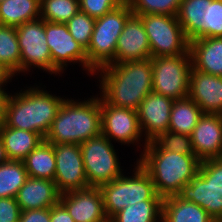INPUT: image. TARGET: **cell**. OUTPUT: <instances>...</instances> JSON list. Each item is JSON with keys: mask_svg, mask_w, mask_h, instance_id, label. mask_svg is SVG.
Listing matches in <instances>:
<instances>
[{"mask_svg": "<svg viewBox=\"0 0 222 222\" xmlns=\"http://www.w3.org/2000/svg\"><path fill=\"white\" fill-rule=\"evenodd\" d=\"M96 72H100L101 78L100 97L110 105L137 111L141 101L152 91L151 58L109 64Z\"/></svg>", "mask_w": 222, "mask_h": 222, "instance_id": "cell-1", "label": "cell"}, {"mask_svg": "<svg viewBox=\"0 0 222 222\" xmlns=\"http://www.w3.org/2000/svg\"><path fill=\"white\" fill-rule=\"evenodd\" d=\"M40 88L5 95L1 121L7 127L36 132L45 138L65 98Z\"/></svg>", "mask_w": 222, "mask_h": 222, "instance_id": "cell-2", "label": "cell"}, {"mask_svg": "<svg viewBox=\"0 0 222 222\" xmlns=\"http://www.w3.org/2000/svg\"><path fill=\"white\" fill-rule=\"evenodd\" d=\"M143 149L137 162L150 175L162 199L178 195L198 174L201 160L196 155L165 151L154 140Z\"/></svg>", "mask_w": 222, "mask_h": 222, "instance_id": "cell-3", "label": "cell"}, {"mask_svg": "<svg viewBox=\"0 0 222 222\" xmlns=\"http://www.w3.org/2000/svg\"><path fill=\"white\" fill-rule=\"evenodd\" d=\"M77 102L65 99L44 140L51 144H81L101 134V97Z\"/></svg>", "mask_w": 222, "mask_h": 222, "instance_id": "cell-4", "label": "cell"}, {"mask_svg": "<svg viewBox=\"0 0 222 222\" xmlns=\"http://www.w3.org/2000/svg\"><path fill=\"white\" fill-rule=\"evenodd\" d=\"M133 14L127 1L119 7L95 19L89 47L86 50L88 73L98 75L96 71L115 64L117 41L127 19Z\"/></svg>", "mask_w": 222, "mask_h": 222, "instance_id": "cell-5", "label": "cell"}, {"mask_svg": "<svg viewBox=\"0 0 222 222\" xmlns=\"http://www.w3.org/2000/svg\"><path fill=\"white\" fill-rule=\"evenodd\" d=\"M133 176L121 175L100 186L108 220L128 205L144 200H163L156 192L150 175L137 162Z\"/></svg>", "mask_w": 222, "mask_h": 222, "instance_id": "cell-6", "label": "cell"}, {"mask_svg": "<svg viewBox=\"0 0 222 222\" xmlns=\"http://www.w3.org/2000/svg\"><path fill=\"white\" fill-rule=\"evenodd\" d=\"M178 196L199 205L216 222H222V158L201 161L198 174L182 187Z\"/></svg>", "mask_w": 222, "mask_h": 222, "instance_id": "cell-7", "label": "cell"}, {"mask_svg": "<svg viewBox=\"0 0 222 222\" xmlns=\"http://www.w3.org/2000/svg\"><path fill=\"white\" fill-rule=\"evenodd\" d=\"M150 43L151 57L176 56L189 52L190 42L177 16L138 15Z\"/></svg>", "mask_w": 222, "mask_h": 222, "instance_id": "cell-8", "label": "cell"}, {"mask_svg": "<svg viewBox=\"0 0 222 222\" xmlns=\"http://www.w3.org/2000/svg\"><path fill=\"white\" fill-rule=\"evenodd\" d=\"M152 91L174 100L188 97L192 69L190 51L176 56L151 57Z\"/></svg>", "mask_w": 222, "mask_h": 222, "instance_id": "cell-9", "label": "cell"}, {"mask_svg": "<svg viewBox=\"0 0 222 222\" xmlns=\"http://www.w3.org/2000/svg\"><path fill=\"white\" fill-rule=\"evenodd\" d=\"M80 148L90 187H100L123 174L114 146L106 136L90 138L81 143Z\"/></svg>", "mask_w": 222, "mask_h": 222, "instance_id": "cell-10", "label": "cell"}, {"mask_svg": "<svg viewBox=\"0 0 222 222\" xmlns=\"http://www.w3.org/2000/svg\"><path fill=\"white\" fill-rule=\"evenodd\" d=\"M21 53V73L33 66L50 74L61 73L52 63L45 34V21L41 18L16 27Z\"/></svg>", "mask_w": 222, "mask_h": 222, "instance_id": "cell-11", "label": "cell"}, {"mask_svg": "<svg viewBox=\"0 0 222 222\" xmlns=\"http://www.w3.org/2000/svg\"><path fill=\"white\" fill-rule=\"evenodd\" d=\"M56 158L54 182L61 194L90 187L79 144H53Z\"/></svg>", "mask_w": 222, "mask_h": 222, "instance_id": "cell-12", "label": "cell"}, {"mask_svg": "<svg viewBox=\"0 0 222 222\" xmlns=\"http://www.w3.org/2000/svg\"><path fill=\"white\" fill-rule=\"evenodd\" d=\"M101 134L122 144L138 143L143 135L137 111L110 105L101 98Z\"/></svg>", "mask_w": 222, "mask_h": 222, "instance_id": "cell-13", "label": "cell"}, {"mask_svg": "<svg viewBox=\"0 0 222 222\" xmlns=\"http://www.w3.org/2000/svg\"><path fill=\"white\" fill-rule=\"evenodd\" d=\"M45 34L52 63L60 72L71 62L81 63L88 70L86 50L74 40L65 23L45 21Z\"/></svg>", "mask_w": 222, "mask_h": 222, "instance_id": "cell-14", "label": "cell"}, {"mask_svg": "<svg viewBox=\"0 0 222 222\" xmlns=\"http://www.w3.org/2000/svg\"><path fill=\"white\" fill-rule=\"evenodd\" d=\"M175 100L151 91L140 103L137 110L141 132L146 144L168 131L171 108Z\"/></svg>", "mask_w": 222, "mask_h": 222, "instance_id": "cell-15", "label": "cell"}, {"mask_svg": "<svg viewBox=\"0 0 222 222\" xmlns=\"http://www.w3.org/2000/svg\"><path fill=\"white\" fill-rule=\"evenodd\" d=\"M60 203L75 222H105L108 220L99 187H88L61 194Z\"/></svg>", "mask_w": 222, "mask_h": 222, "instance_id": "cell-16", "label": "cell"}, {"mask_svg": "<svg viewBox=\"0 0 222 222\" xmlns=\"http://www.w3.org/2000/svg\"><path fill=\"white\" fill-rule=\"evenodd\" d=\"M190 139L193 151L201 161L222 158V115L203 113Z\"/></svg>", "mask_w": 222, "mask_h": 222, "instance_id": "cell-17", "label": "cell"}, {"mask_svg": "<svg viewBox=\"0 0 222 222\" xmlns=\"http://www.w3.org/2000/svg\"><path fill=\"white\" fill-rule=\"evenodd\" d=\"M151 58L150 43L142 19L132 14L118 38L115 64Z\"/></svg>", "mask_w": 222, "mask_h": 222, "instance_id": "cell-18", "label": "cell"}, {"mask_svg": "<svg viewBox=\"0 0 222 222\" xmlns=\"http://www.w3.org/2000/svg\"><path fill=\"white\" fill-rule=\"evenodd\" d=\"M188 97L203 113L222 115V76L202 73L192 67Z\"/></svg>", "mask_w": 222, "mask_h": 222, "instance_id": "cell-19", "label": "cell"}, {"mask_svg": "<svg viewBox=\"0 0 222 222\" xmlns=\"http://www.w3.org/2000/svg\"><path fill=\"white\" fill-rule=\"evenodd\" d=\"M61 193L53 180L28 177L16 195L21 211L51 208L60 202Z\"/></svg>", "mask_w": 222, "mask_h": 222, "instance_id": "cell-20", "label": "cell"}, {"mask_svg": "<svg viewBox=\"0 0 222 222\" xmlns=\"http://www.w3.org/2000/svg\"><path fill=\"white\" fill-rule=\"evenodd\" d=\"M192 67L202 73L222 76V37L190 41Z\"/></svg>", "mask_w": 222, "mask_h": 222, "instance_id": "cell-21", "label": "cell"}, {"mask_svg": "<svg viewBox=\"0 0 222 222\" xmlns=\"http://www.w3.org/2000/svg\"><path fill=\"white\" fill-rule=\"evenodd\" d=\"M0 139L8 160L23 161L44 138L32 131L7 127L0 120Z\"/></svg>", "mask_w": 222, "mask_h": 222, "instance_id": "cell-22", "label": "cell"}, {"mask_svg": "<svg viewBox=\"0 0 222 222\" xmlns=\"http://www.w3.org/2000/svg\"><path fill=\"white\" fill-rule=\"evenodd\" d=\"M207 0H182L177 18L190 41L206 38Z\"/></svg>", "mask_w": 222, "mask_h": 222, "instance_id": "cell-23", "label": "cell"}, {"mask_svg": "<svg viewBox=\"0 0 222 222\" xmlns=\"http://www.w3.org/2000/svg\"><path fill=\"white\" fill-rule=\"evenodd\" d=\"M161 222H216L199 205L181 199L178 195L162 201Z\"/></svg>", "mask_w": 222, "mask_h": 222, "instance_id": "cell-24", "label": "cell"}, {"mask_svg": "<svg viewBox=\"0 0 222 222\" xmlns=\"http://www.w3.org/2000/svg\"><path fill=\"white\" fill-rule=\"evenodd\" d=\"M41 0H4L0 3V25L18 27L40 18Z\"/></svg>", "mask_w": 222, "mask_h": 222, "instance_id": "cell-25", "label": "cell"}, {"mask_svg": "<svg viewBox=\"0 0 222 222\" xmlns=\"http://www.w3.org/2000/svg\"><path fill=\"white\" fill-rule=\"evenodd\" d=\"M202 115L199 105L191 98L175 100L171 108L168 131L190 136Z\"/></svg>", "mask_w": 222, "mask_h": 222, "instance_id": "cell-26", "label": "cell"}, {"mask_svg": "<svg viewBox=\"0 0 222 222\" xmlns=\"http://www.w3.org/2000/svg\"><path fill=\"white\" fill-rule=\"evenodd\" d=\"M23 163L28 177L54 181L56 158L53 144L44 140L23 160Z\"/></svg>", "mask_w": 222, "mask_h": 222, "instance_id": "cell-27", "label": "cell"}, {"mask_svg": "<svg viewBox=\"0 0 222 222\" xmlns=\"http://www.w3.org/2000/svg\"><path fill=\"white\" fill-rule=\"evenodd\" d=\"M163 200H144L135 205H128L117 214L111 222H160ZM160 220V221H159Z\"/></svg>", "mask_w": 222, "mask_h": 222, "instance_id": "cell-28", "label": "cell"}, {"mask_svg": "<svg viewBox=\"0 0 222 222\" xmlns=\"http://www.w3.org/2000/svg\"><path fill=\"white\" fill-rule=\"evenodd\" d=\"M27 178L23 161L7 160L0 164V198H15Z\"/></svg>", "mask_w": 222, "mask_h": 222, "instance_id": "cell-29", "label": "cell"}, {"mask_svg": "<svg viewBox=\"0 0 222 222\" xmlns=\"http://www.w3.org/2000/svg\"><path fill=\"white\" fill-rule=\"evenodd\" d=\"M0 63L16 75L21 72V53L16 27L0 25Z\"/></svg>", "mask_w": 222, "mask_h": 222, "instance_id": "cell-30", "label": "cell"}, {"mask_svg": "<svg viewBox=\"0 0 222 222\" xmlns=\"http://www.w3.org/2000/svg\"><path fill=\"white\" fill-rule=\"evenodd\" d=\"M79 11V0H41L40 4V18L52 23H66Z\"/></svg>", "mask_w": 222, "mask_h": 222, "instance_id": "cell-31", "label": "cell"}, {"mask_svg": "<svg viewBox=\"0 0 222 222\" xmlns=\"http://www.w3.org/2000/svg\"><path fill=\"white\" fill-rule=\"evenodd\" d=\"M134 15L165 14L177 16L182 0H126Z\"/></svg>", "mask_w": 222, "mask_h": 222, "instance_id": "cell-32", "label": "cell"}, {"mask_svg": "<svg viewBox=\"0 0 222 222\" xmlns=\"http://www.w3.org/2000/svg\"><path fill=\"white\" fill-rule=\"evenodd\" d=\"M65 24L74 40L87 50L94 30L95 18L79 11Z\"/></svg>", "mask_w": 222, "mask_h": 222, "instance_id": "cell-33", "label": "cell"}, {"mask_svg": "<svg viewBox=\"0 0 222 222\" xmlns=\"http://www.w3.org/2000/svg\"><path fill=\"white\" fill-rule=\"evenodd\" d=\"M154 141L165 151L182 155H195L189 135L166 131L161 133Z\"/></svg>", "mask_w": 222, "mask_h": 222, "instance_id": "cell-34", "label": "cell"}, {"mask_svg": "<svg viewBox=\"0 0 222 222\" xmlns=\"http://www.w3.org/2000/svg\"><path fill=\"white\" fill-rule=\"evenodd\" d=\"M222 37V0H207L206 38Z\"/></svg>", "mask_w": 222, "mask_h": 222, "instance_id": "cell-35", "label": "cell"}, {"mask_svg": "<svg viewBox=\"0 0 222 222\" xmlns=\"http://www.w3.org/2000/svg\"><path fill=\"white\" fill-rule=\"evenodd\" d=\"M126 0H79L80 11L90 17L99 18L119 7Z\"/></svg>", "mask_w": 222, "mask_h": 222, "instance_id": "cell-36", "label": "cell"}, {"mask_svg": "<svg viewBox=\"0 0 222 222\" xmlns=\"http://www.w3.org/2000/svg\"><path fill=\"white\" fill-rule=\"evenodd\" d=\"M20 214L16 198H0V222H19Z\"/></svg>", "mask_w": 222, "mask_h": 222, "instance_id": "cell-37", "label": "cell"}, {"mask_svg": "<svg viewBox=\"0 0 222 222\" xmlns=\"http://www.w3.org/2000/svg\"><path fill=\"white\" fill-rule=\"evenodd\" d=\"M19 222H51L50 208L21 211Z\"/></svg>", "mask_w": 222, "mask_h": 222, "instance_id": "cell-38", "label": "cell"}, {"mask_svg": "<svg viewBox=\"0 0 222 222\" xmlns=\"http://www.w3.org/2000/svg\"><path fill=\"white\" fill-rule=\"evenodd\" d=\"M51 222H75L69 215L67 209L59 202L50 208Z\"/></svg>", "mask_w": 222, "mask_h": 222, "instance_id": "cell-39", "label": "cell"}, {"mask_svg": "<svg viewBox=\"0 0 222 222\" xmlns=\"http://www.w3.org/2000/svg\"><path fill=\"white\" fill-rule=\"evenodd\" d=\"M13 76L15 77V74L5 65L0 63V91L4 95H7L8 93L4 90L5 88L3 86H5L10 79L12 80Z\"/></svg>", "mask_w": 222, "mask_h": 222, "instance_id": "cell-40", "label": "cell"}, {"mask_svg": "<svg viewBox=\"0 0 222 222\" xmlns=\"http://www.w3.org/2000/svg\"><path fill=\"white\" fill-rule=\"evenodd\" d=\"M7 160H8V158L6 156L5 149H4L1 139H0V164H3Z\"/></svg>", "mask_w": 222, "mask_h": 222, "instance_id": "cell-41", "label": "cell"}, {"mask_svg": "<svg viewBox=\"0 0 222 222\" xmlns=\"http://www.w3.org/2000/svg\"><path fill=\"white\" fill-rule=\"evenodd\" d=\"M5 95L0 91V120L2 118L3 101Z\"/></svg>", "mask_w": 222, "mask_h": 222, "instance_id": "cell-42", "label": "cell"}]
</instances>
